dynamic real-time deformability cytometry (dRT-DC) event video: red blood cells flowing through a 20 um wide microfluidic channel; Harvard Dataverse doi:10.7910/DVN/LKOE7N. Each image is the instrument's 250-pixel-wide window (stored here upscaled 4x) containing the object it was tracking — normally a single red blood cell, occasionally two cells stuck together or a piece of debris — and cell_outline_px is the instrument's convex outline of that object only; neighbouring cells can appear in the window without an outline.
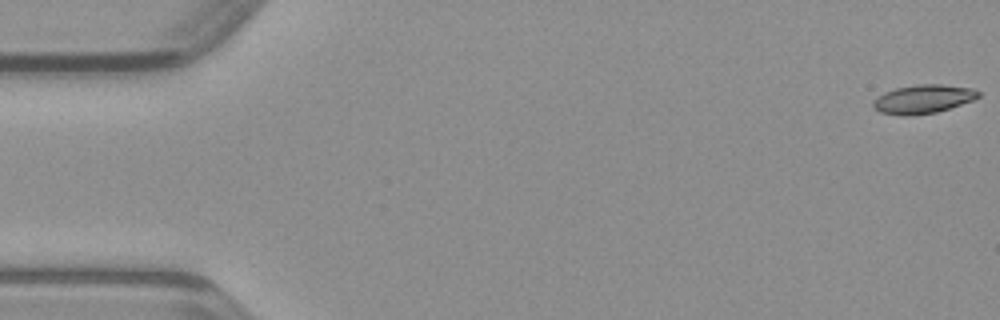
{"species": "common noctule bat (a hibernating species)", "species_latin": "Nyctalus noctula", "temperature_condition": "warm", "stored_images_in_passage": 48, "camera_frame_rate_fps": 3000, "um_per_image_px": 0.085, "animal": {"sex": "male", "body_mass_g": 23.1, "forearm_length_mm": 52.7}, "frame": {"image": 1, "passage_image": 1, "time_ms": 0.0, "image_size_px": [1000, 320], "cell_outline_px": [[980, 96], [972, 100], [936, 112], [912, 116], [904, 116], [880, 112], [872, 104], [872, 100], [884, 92], [896, 88], [916, 84], [940, 84], [972, 88], [980, 92]], "centroid_in_image_um": [78.44, 8.42], "position_along_channel_um": 6.6, "area_um2": 17.51}}
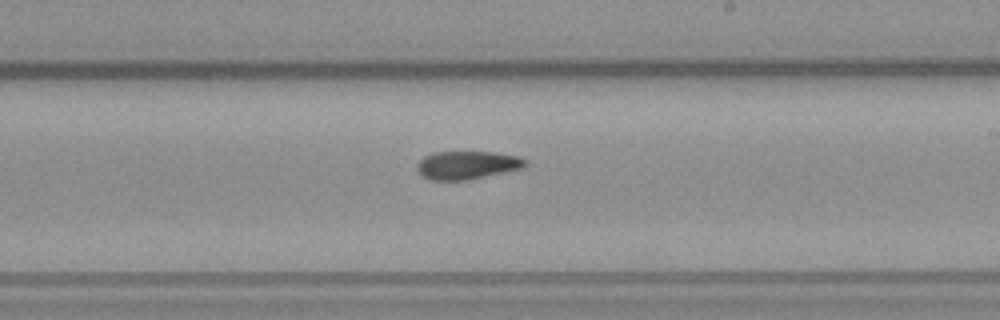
{"frame": {"image": 2, "passage_image": 28, "time_ms": 9.0, "image_size_px": [1000, 320], "cell_outline_px": [[528, 164], [520, 168], [464, 180], [432, 180], [424, 176], [416, 168], [416, 164], [424, 156], [432, 152], [496, 152], [520, 156], [528, 160]], "centroid_in_image_um": [39.7, 14.0], "position_along_channel_um": 249.3, "area_um2": 17.57}}
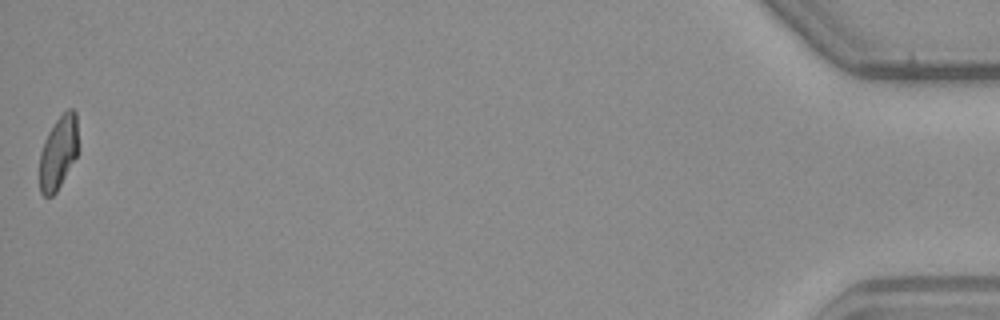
{"frame": {"image": 3, "passage_image": 48, "time_ms": 15.667, "image_size_px": [1000, 320], "cell_outline_px": [[76, 156], [56, 192], [52, 196], [44, 196], [40, 192], [40, 152], [44, 140], [48, 132], [56, 120], [68, 108], [72, 108], [76, 112]], "centroid_in_image_um": [4.93, 12.97], "position_along_channel_um": 430.3, "area_um2": 16.07}}